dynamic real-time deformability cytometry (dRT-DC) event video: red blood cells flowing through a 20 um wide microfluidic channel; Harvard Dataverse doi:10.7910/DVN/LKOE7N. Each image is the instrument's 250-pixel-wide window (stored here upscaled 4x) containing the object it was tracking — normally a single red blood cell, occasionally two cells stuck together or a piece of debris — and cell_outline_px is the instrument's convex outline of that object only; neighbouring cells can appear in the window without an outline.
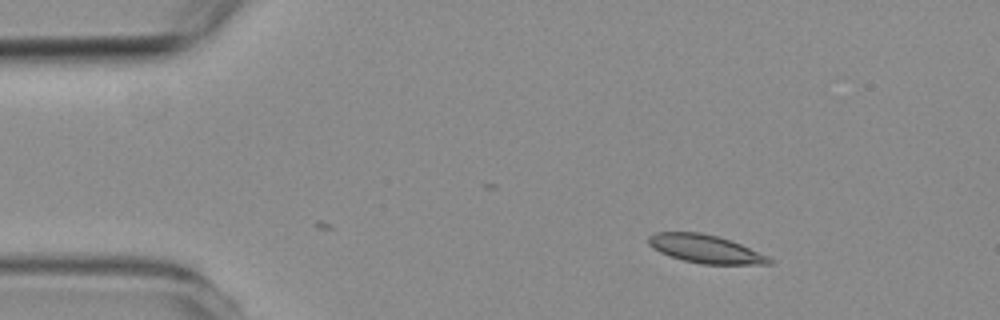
{"species": "common noctule bat (a hibernating species)", "species_latin": "Nyctalus noctula", "temperature_condition": "room temperature", "stored_images_in_passage": 3, "camera_frame_rate_fps": 3000, "um_per_image_px": 0.085, "animal": {"sex": "female", "body_mass_g": 19.3, "forearm_length_mm": 54.1}, "frame": {"image": 1, "passage_image": 1, "time_ms": 0.0, "image_size_px": [1000, 320], "cell_outline_px": [[772, 264], [700, 264], [684, 260], [660, 252], [652, 248], [648, 244], [648, 236], [656, 232], [700, 232], [716, 236], [740, 244], [768, 256], [772, 260]], "centroid_in_image_um": [59.93, 21.16], "position_along_channel_um": 25.1, "area_um2": 19.59}}